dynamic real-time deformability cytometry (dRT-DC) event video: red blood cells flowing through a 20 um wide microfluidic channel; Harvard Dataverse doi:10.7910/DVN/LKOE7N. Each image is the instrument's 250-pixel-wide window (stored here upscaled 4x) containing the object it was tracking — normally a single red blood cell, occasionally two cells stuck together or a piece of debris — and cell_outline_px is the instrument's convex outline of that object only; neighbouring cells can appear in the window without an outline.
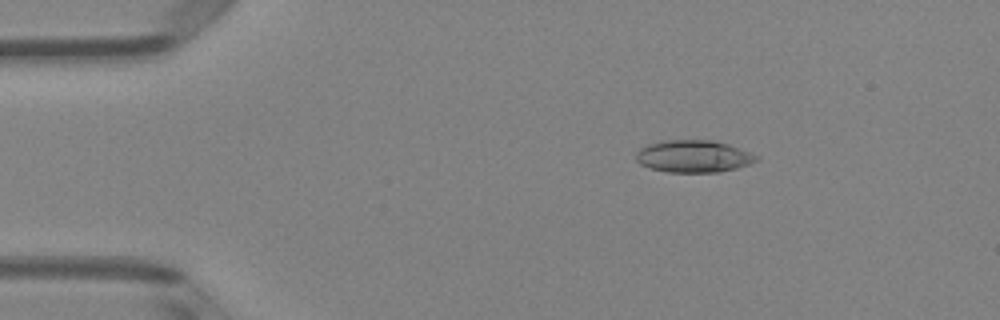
{"species": "Egyptian fruit bat (a non-hibernating species)", "species_latin": "Rousettus aegyptiacus", "temperature_condition": "room temperature", "stored_images_in_passage": 50, "camera_frame_rate_fps": 3000, "um_per_image_px": 0.085, "animal": {"sex": "female"}, "frame": {"image": 1, "passage_image": 8, "time_ms": 2.333, "image_size_px": [1000, 320], "cell_outline_px": [[760, 156], [756, 160], [748, 164], [736, 168], [720, 172], [668, 172], [648, 168], [640, 164], [636, 160], [636, 152], [640, 148], [648, 144], [664, 140], [712, 140], [728, 144]], "centroid_in_image_um": [58.91, 13.28], "position_along_channel_um": 26.1, "area_um2": 22.6}}
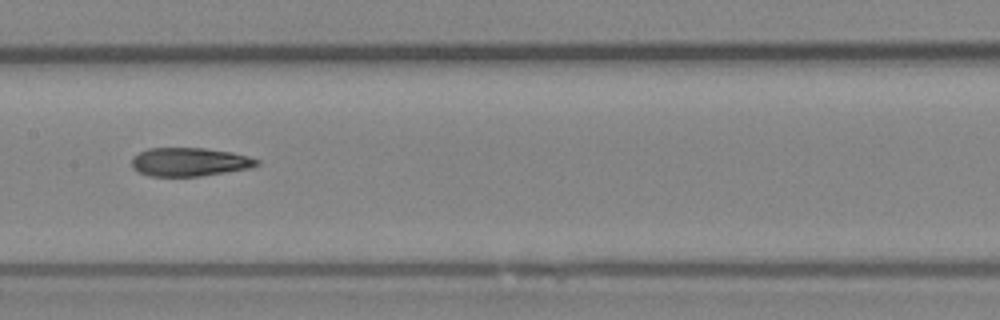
{"frame": {"image": 2, "passage_image": 25, "time_ms": 8.0, "image_size_px": [1000, 320], "cell_outline_px": [[260, 164], [252, 168], [200, 176], [148, 176], [136, 172], [132, 168], [132, 156], [148, 148], [204, 148], [232, 152], [248, 156], [260, 160]], "centroid_in_image_um": [16.1, 13.77], "position_along_channel_um": 191.3, "area_um2": 21.04}}
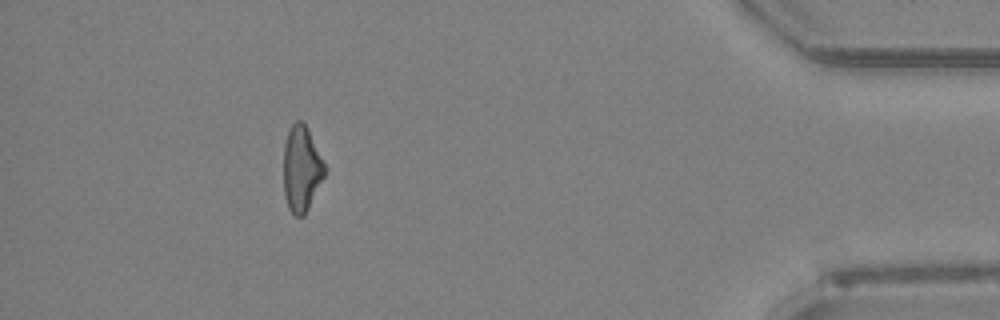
{"frame": {"image": 3, "passage_image": 45, "time_ms": 14.667, "image_size_px": [1000, 320], "cell_outline_px": [[328, 168], [304, 216], [296, 216], [288, 208], [284, 196], [284, 144], [288, 132], [292, 124], [296, 120], [300, 120], [304, 124]], "centroid_in_image_um": [25.63, 14.36], "position_along_channel_um": 409.6, "area_um2": 20.35}, "authors_computed_cell_mechanics": {"area_um2": 21.5305, "velocity_mm_per_s": 4.0859, "shape_relaxation_time_tau1_ms": null, "shape_relaxation_time_tau2_ms": 4.0612, "deformation_change_tau1": null, "deformation_change_tau2": 0.1387}}